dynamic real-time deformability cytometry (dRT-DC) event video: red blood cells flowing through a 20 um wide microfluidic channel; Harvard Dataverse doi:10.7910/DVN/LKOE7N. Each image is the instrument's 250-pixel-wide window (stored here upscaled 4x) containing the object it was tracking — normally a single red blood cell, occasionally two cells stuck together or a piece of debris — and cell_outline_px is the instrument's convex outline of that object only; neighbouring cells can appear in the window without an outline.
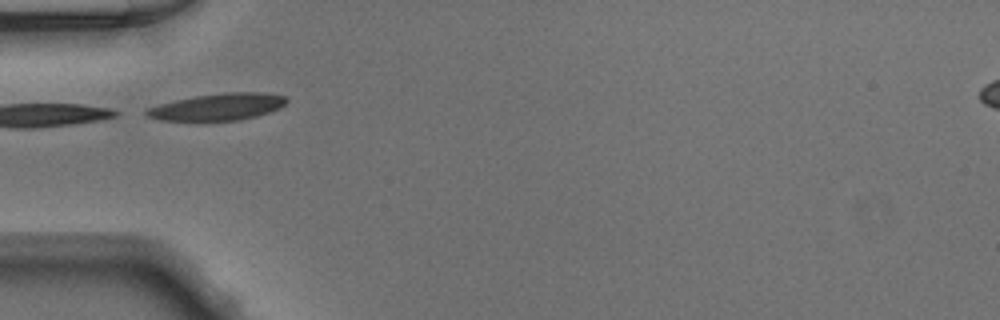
{"species": "Egyptian fruit bat (a non-hibernating species)", "species_latin": "Rousettus aegyptiacus", "temperature_condition": "warm", "stored_images_in_passage": 9, "camera_frame_rate_fps": 3000, "um_per_image_px": 0.085, "animal": {"sex": "male"}, "frame": {"image": 1, "passage_image": 1, "time_ms": 0.0, "image_size_px": [1000, 320], "cell_outline_px": [[288, 100], [280, 108], [256, 116], [240, 120], [204, 124], [160, 120], [148, 116], [144, 112], [144, 108], [176, 100], [196, 96], [224, 92], [268, 92], [284, 96]], "centroid_in_image_um": [18.45, 9.13], "position_along_channel_um": 66.5, "area_um2": 22.95}}
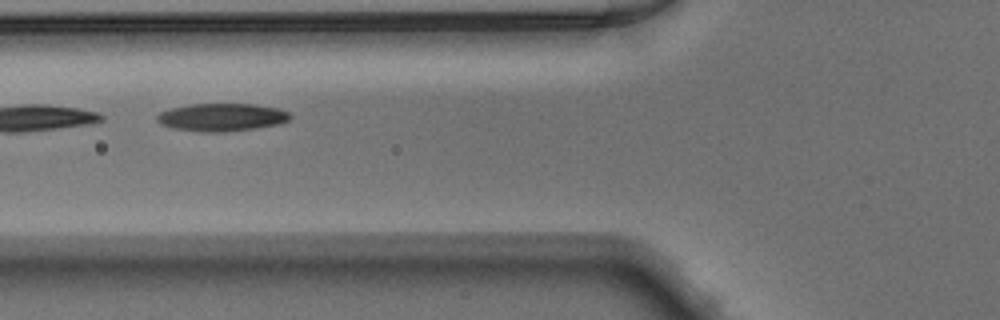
{"frame": {"image": 2, "passage_image": 4, "time_ms": 1.0, "image_size_px": [1000, 320], "cell_outline_px": [[292, 116], [288, 120], [280, 124], [256, 128], [224, 132], [196, 132], [172, 128], [160, 124], [156, 120], [156, 116], [160, 112], [172, 108], [188, 104], [256, 104], [276, 108], [288, 112]], "centroid_in_image_um": [18.82, 9.97], "position_along_channel_um": 107.0, "area_um2": 21.73}}
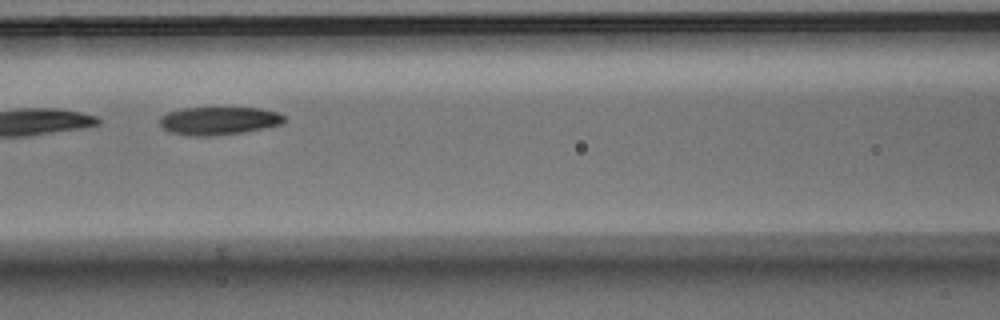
{"frame": {"image": 3, "passage_image": 7, "time_ms": 2.0, "image_size_px": [1000, 320], "cell_outline_px": [[284, 120], [280, 124], [264, 128], [244, 132], [212, 136], [196, 136], [168, 132], [160, 124], [160, 116], [168, 112], [184, 108], [260, 108], [276, 112], [284, 116]], "centroid_in_image_um": [18.57, 10.27], "position_along_channel_um": 148.0, "area_um2": 20.17}}